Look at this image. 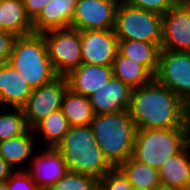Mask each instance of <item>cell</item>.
Returning <instances> with one entry per match:
<instances>
[{
  "label": "cell",
  "instance_id": "obj_1",
  "mask_svg": "<svg viewBox=\"0 0 190 190\" xmlns=\"http://www.w3.org/2000/svg\"><path fill=\"white\" fill-rule=\"evenodd\" d=\"M185 102L155 79L132 89L128 111L138 130L183 128Z\"/></svg>",
  "mask_w": 190,
  "mask_h": 190
},
{
  "label": "cell",
  "instance_id": "obj_2",
  "mask_svg": "<svg viewBox=\"0 0 190 190\" xmlns=\"http://www.w3.org/2000/svg\"><path fill=\"white\" fill-rule=\"evenodd\" d=\"M90 125L96 144L114 168L133 155L138 129L128 109L117 113L94 114Z\"/></svg>",
  "mask_w": 190,
  "mask_h": 190
},
{
  "label": "cell",
  "instance_id": "obj_3",
  "mask_svg": "<svg viewBox=\"0 0 190 190\" xmlns=\"http://www.w3.org/2000/svg\"><path fill=\"white\" fill-rule=\"evenodd\" d=\"M56 149L64 157L69 172L100 179L114 168L96 144L91 125L70 126Z\"/></svg>",
  "mask_w": 190,
  "mask_h": 190
},
{
  "label": "cell",
  "instance_id": "obj_4",
  "mask_svg": "<svg viewBox=\"0 0 190 190\" xmlns=\"http://www.w3.org/2000/svg\"><path fill=\"white\" fill-rule=\"evenodd\" d=\"M8 63L32 89L48 84L59 76L49 58L47 44L41 33L17 37Z\"/></svg>",
  "mask_w": 190,
  "mask_h": 190
},
{
  "label": "cell",
  "instance_id": "obj_5",
  "mask_svg": "<svg viewBox=\"0 0 190 190\" xmlns=\"http://www.w3.org/2000/svg\"><path fill=\"white\" fill-rule=\"evenodd\" d=\"M185 146L183 128L137 130L132 157L159 169Z\"/></svg>",
  "mask_w": 190,
  "mask_h": 190
},
{
  "label": "cell",
  "instance_id": "obj_6",
  "mask_svg": "<svg viewBox=\"0 0 190 190\" xmlns=\"http://www.w3.org/2000/svg\"><path fill=\"white\" fill-rule=\"evenodd\" d=\"M162 15L119 2L115 34L118 40L162 43Z\"/></svg>",
  "mask_w": 190,
  "mask_h": 190
},
{
  "label": "cell",
  "instance_id": "obj_7",
  "mask_svg": "<svg viewBox=\"0 0 190 190\" xmlns=\"http://www.w3.org/2000/svg\"><path fill=\"white\" fill-rule=\"evenodd\" d=\"M55 72L66 76L82 63L81 31L73 28L54 29L42 33Z\"/></svg>",
  "mask_w": 190,
  "mask_h": 190
},
{
  "label": "cell",
  "instance_id": "obj_8",
  "mask_svg": "<svg viewBox=\"0 0 190 190\" xmlns=\"http://www.w3.org/2000/svg\"><path fill=\"white\" fill-rule=\"evenodd\" d=\"M154 79L190 102V52L161 50Z\"/></svg>",
  "mask_w": 190,
  "mask_h": 190
},
{
  "label": "cell",
  "instance_id": "obj_9",
  "mask_svg": "<svg viewBox=\"0 0 190 190\" xmlns=\"http://www.w3.org/2000/svg\"><path fill=\"white\" fill-rule=\"evenodd\" d=\"M121 0H77L70 27L79 31L113 30Z\"/></svg>",
  "mask_w": 190,
  "mask_h": 190
},
{
  "label": "cell",
  "instance_id": "obj_10",
  "mask_svg": "<svg viewBox=\"0 0 190 190\" xmlns=\"http://www.w3.org/2000/svg\"><path fill=\"white\" fill-rule=\"evenodd\" d=\"M68 88L65 76H58L50 83L32 89L28 103L23 107L26 123L33 128L51 112L59 110L62 97Z\"/></svg>",
  "mask_w": 190,
  "mask_h": 190
},
{
  "label": "cell",
  "instance_id": "obj_11",
  "mask_svg": "<svg viewBox=\"0 0 190 190\" xmlns=\"http://www.w3.org/2000/svg\"><path fill=\"white\" fill-rule=\"evenodd\" d=\"M161 50L190 52V4L175 3L162 15Z\"/></svg>",
  "mask_w": 190,
  "mask_h": 190
},
{
  "label": "cell",
  "instance_id": "obj_12",
  "mask_svg": "<svg viewBox=\"0 0 190 190\" xmlns=\"http://www.w3.org/2000/svg\"><path fill=\"white\" fill-rule=\"evenodd\" d=\"M118 48L114 29L81 31L82 63L112 66Z\"/></svg>",
  "mask_w": 190,
  "mask_h": 190
},
{
  "label": "cell",
  "instance_id": "obj_13",
  "mask_svg": "<svg viewBox=\"0 0 190 190\" xmlns=\"http://www.w3.org/2000/svg\"><path fill=\"white\" fill-rule=\"evenodd\" d=\"M26 171L40 190H48L68 172V166L56 148H44L32 156Z\"/></svg>",
  "mask_w": 190,
  "mask_h": 190
},
{
  "label": "cell",
  "instance_id": "obj_14",
  "mask_svg": "<svg viewBox=\"0 0 190 190\" xmlns=\"http://www.w3.org/2000/svg\"><path fill=\"white\" fill-rule=\"evenodd\" d=\"M132 89L120 79L112 77L104 86L96 90L89 101L94 114L117 113L127 110Z\"/></svg>",
  "mask_w": 190,
  "mask_h": 190
},
{
  "label": "cell",
  "instance_id": "obj_15",
  "mask_svg": "<svg viewBox=\"0 0 190 190\" xmlns=\"http://www.w3.org/2000/svg\"><path fill=\"white\" fill-rule=\"evenodd\" d=\"M65 77L72 92L89 98L113 77V70L112 66L81 63Z\"/></svg>",
  "mask_w": 190,
  "mask_h": 190
},
{
  "label": "cell",
  "instance_id": "obj_16",
  "mask_svg": "<svg viewBox=\"0 0 190 190\" xmlns=\"http://www.w3.org/2000/svg\"><path fill=\"white\" fill-rule=\"evenodd\" d=\"M31 93L32 88L11 64H0V106L23 108Z\"/></svg>",
  "mask_w": 190,
  "mask_h": 190
},
{
  "label": "cell",
  "instance_id": "obj_17",
  "mask_svg": "<svg viewBox=\"0 0 190 190\" xmlns=\"http://www.w3.org/2000/svg\"><path fill=\"white\" fill-rule=\"evenodd\" d=\"M77 0H51L32 21L34 33L70 28Z\"/></svg>",
  "mask_w": 190,
  "mask_h": 190
},
{
  "label": "cell",
  "instance_id": "obj_18",
  "mask_svg": "<svg viewBox=\"0 0 190 190\" xmlns=\"http://www.w3.org/2000/svg\"><path fill=\"white\" fill-rule=\"evenodd\" d=\"M36 142L33 129L29 128L18 137L0 141V156L13 170H19V167L20 170H26L35 153Z\"/></svg>",
  "mask_w": 190,
  "mask_h": 190
},
{
  "label": "cell",
  "instance_id": "obj_19",
  "mask_svg": "<svg viewBox=\"0 0 190 190\" xmlns=\"http://www.w3.org/2000/svg\"><path fill=\"white\" fill-rule=\"evenodd\" d=\"M161 187L186 190L190 180V148L186 145L158 169Z\"/></svg>",
  "mask_w": 190,
  "mask_h": 190
},
{
  "label": "cell",
  "instance_id": "obj_20",
  "mask_svg": "<svg viewBox=\"0 0 190 190\" xmlns=\"http://www.w3.org/2000/svg\"><path fill=\"white\" fill-rule=\"evenodd\" d=\"M161 43H149L136 40H119L118 52L133 61L143 65L153 76H155Z\"/></svg>",
  "mask_w": 190,
  "mask_h": 190
},
{
  "label": "cell",
  "instance_id": "obj_21",
  "mask_svg": "<svg viewBox=\"0 0 190 190\" xmlns=\"http://www.w3.org/2000/svg\"><path fill=\"white\" fill-rule=\"evenodd\" d=\"M0 15L6 32L17 37L34 33L23 0H0Z\"/></svg>",
  "mask_w": 190,
  "mask_h": 190
},
{
  "label": "cell",
  "instance_id": "obj_22",
  "mask_svg": "<svg viewBox=\"0 0 190 190\" xmlns=\"http://www.w3.org/2000/svg\"><path fill=\"white\" fill-rule=\"evenodd\" d=\"M69 128L70 125L67 118L60 108L59 110L51 112L32 129L36 141H38V138H41L40 142H43V148H56V146L62 141L64 135L68 132Z\"/></svg>",
  "mask_w": 190,
  "mask_h": 190
},
{
  "label": "cell",
  "instance_id": "obj_23",
  "mask_svg": "<svg viewBox=\"0 0 190 190\" xmlns=\"http://www.w3.org/2000/svg\"><path fill=\"white\" fill-rule=\"evenodd\" d=\"M135 189L156 190L161 187L159 171L135 160L132 156L117 167Z\"/></svg>",
  "mask_w": 190,
  "mask_h": 190
},
{
  "label": "cell",
  "instance_id": "obj_24",
  "mask_svg": "<svg viewBox=\"0 0 190 190\" xmlns=\"http://www.w3.org/2000/svg\"><path fill=\"white\" fill-rule=\"evenodd\" d=\"M113 77L120 79L131 89L150 83L154 76L141 64L117 53L113 64Z\"/></svg>",
  "mask_w": 190,
  "mask_h": 190
},
{
  "label": "cell",
  "instance_id": "obj_25",
  "mask_svg": "<svg viewBox=\"0 0 190 190\" xmlns=\"http://www.w3.org/2000/svg\"><path fill=\"white\" fill-rule=\"evenodd\" d=\"M61 109L70 126L90 125L94 117L89 98L74 93L69 88L62 97Z\"/></svg>",
  "mask_w": 190,
  "mask_h": 190
},
{
  "label": "cell",
  "instance_id": "obj_26",
  "mask_svg": "<svg viewBox=\"0 0 190 190\" xmlns=\"http://www.w3.org/2000/svg\"><path fill=\"white\" fill-rule=\"evenodd\" d=\"M12 112L0 113V141L15 138L28 129L23 108H11Z\"/></svg>",
  "mask_w": 190,
  "mask_h": 190
},
{
  "label": "cell",
  "instance_id": "obj_27",
  "mask_svg": "<svg viewBox=\"0 0 190 190\" xmlns=\"http://www.w3.org/2000/svg\"><path fill=\"white\" fill-rule=\"evenodd\" d=\"M99 179L75 172H67L59 181L48 190H98Z\"/></svg>",
  "mask_w": 190,
  "mask_h": 190
},
{
  "label": "cell",
  "instance_id": "obj_28",
  "mask_svg": "<svg viewBox=\"0 0 190 190\" xmlns=\"http://www.w3.org/2000/svg\"><path fill=\"white\" fill-rule=\"evenodd\" d=\"M99 190H133V186L118 168L99 179Z\"/></svg>",
  "mask_w": 190,
  "mask_h": 190
},
{
  "label": "cell",
  "instance_id": "obj_29",
  "mask_svg": "<svg viewBox=\"0 0 190 190\" xmlns=\"http://www.w3.org/2000/svg\"><path fill=\"white\" fill-rule=\"evenodd\" d=\"M8 190H40L26 170H14L7 180Z\"/></svg>",
  "mask_w": 190,
  "mask_h": 190
},
{
  "label": "cell",
  "instance_id": "obj_30",
  "mask_svg": "<svg viewBox=\"0 0 190 190\" xmlns=\"http://www.w3.org/2000/svg\"><path fill=\"white\" fill-rule=\"evenodd\" d=\"M131 6L160 15L165 14L176 2L175 0H122Z\"/></svg>",
  "mask_w": 190,
  "mask_h": 190
},
{
  "label": "cell",
  "instance_id": "obj_31",
  "mask_svg": "<svg viewBox=\"0 0 190 190\" xmlns=\"http://www.w3.org/2000/svg\"><path fill=\"white\" fill-rule=\"evenodd\" d=\"M17 36L10 32H0V64L8 63Z\"/></svg>",
  "mask_w": 190,
  "mask_h": 190
},
{
  "label": "cell",
  "instance_id": "obj_32",
  "mask_svg": "<svg viewBox=\"0 0 190 190\" xmlns=\"http://www.w3.org/2000/svg\"><path fill=\"white\" fill-rule=\"evenodd\" d=\"M51 0H23L26 14L33 21Z\"/></svg>",
  "mask_w": 190,
  "mask_h": 190
},
{
  "label": "cell",
  "instance_id": "obj_33",
  "mask_svg": "<svg viewBox=\"0 0 190 190\" xmlns=\"http://www.w3.org/2000/svg\"><path fill=\"white\" fill-rule=\"evenodd\" d=\"M183 129L185 137V145L190 148V102L185 104Z\"/></svg>",
  "mask_w": 190,
  "mask_h": 190
},
{
  "label": "cell",
  "instance_id": "obj_34",
  "mask_svg": "<svg viewBox=\"0 0 190 190\" xmlns=\"http://www.w3.org/2000/svg\"><path fill=\"white\" fill-rule=\"evenodd\" d=\"M14 170L0 156V182L7 181Z\"/></svg>",
  "mask_w": 190,
  "mask_h": 190
},
{
  "label": "cell",
  "instance_id": "obj_35",
  "mask_svg": "<svg viewBox=\"0 0 190 190\" xmlns=\"http://www.w3.org/2000/svg\"><path fill=\"white\" fill-rule=\"evenodd\" d=\"M0 190H8L7 181L0 182Z\"/></svg>",
  "mask_w": 190,
  "mask_h": 190
},
{
  "label": "cell",
  "instance_id": "obj_36",
  "mask_svg": "<svg viewBox=\"0 0 190 190\" xmlns=\"http://www.w3.org/2000/svg\"><path fill=\"white\" fill-rule=\"evenodd\" d=\"M177 3H187L190 4V0H175Z\"/></svg>",
  "mask_w": 190,
  "mask_h": 190
},
{
  "label": "cell",
  "instance_id": "obj_37",
  "mask_svg": "<svg viewBox=\"0 0 190 190\" xmlns=\"http://www.w3.org/2000/svg\"><path fill=\"white\" fill-rule=\"evenodd\" d=\"M4 26H3V22L1 20V15H0V32H4Z\"/></svg>",
  "mask_w": 190,
  "mask_h": 190
},
{
  "label": "cell",
  "instance_id": "obj_38",
  "mask_svg": "<svg viewBox=\"0 0 190 190\" xmlns=\"http://www.w3.org/2000/svg\"><path fill=\"white\" fill-rule=\"evenodd\" d=\"M156 190H177V189L159 187V188H157Z\"/></svg>",
  "mask_w": 190,
  "mask_h": 190
},
{
  "label": "cell",
  "instance_id": "obj_39",
  "mask_svg": "<svg viewBox=\"0 0 190 190\" xmlns=\"http://www.w3.org/2000/svg\"><path fill=\"white\" fill-rule=\"evenodd\" d=\"M186 190H190V180H189V184Z\"/></svg>",
  "mask_w": 190,
  "mask_h": 190
}]
</instances>
